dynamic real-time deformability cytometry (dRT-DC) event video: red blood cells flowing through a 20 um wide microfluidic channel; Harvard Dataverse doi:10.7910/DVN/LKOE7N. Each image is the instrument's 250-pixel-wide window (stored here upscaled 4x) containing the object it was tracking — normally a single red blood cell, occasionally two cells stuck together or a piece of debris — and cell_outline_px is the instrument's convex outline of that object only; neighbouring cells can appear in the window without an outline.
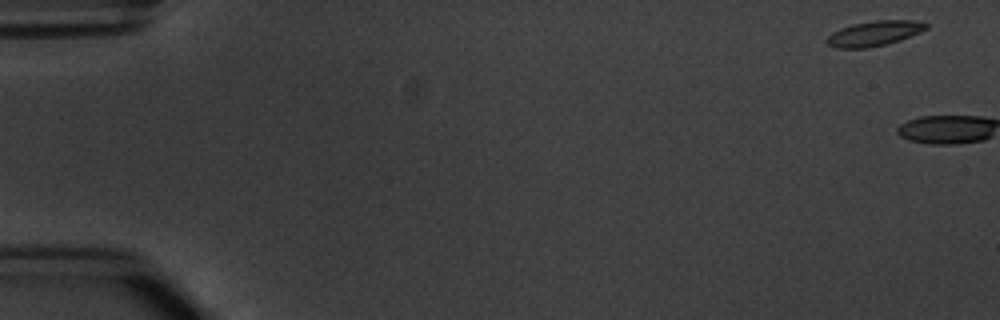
{"species": "common noctule bat (a hibernating species)", "species_latin": "Nyctalus noctula", "temperature_condition": "warm", "stored_images_in_passage": 2, "camera_frame_rate_fps": 3000, "um_per_image_px": 0.085, "animal": {"sex": "male", "body_mass_g": 20.1, "forearm_length_mm": 53.5}, "frame": {"image": 1, "passage_image": 1, "time_ms": 0.0, "image_size_px": [1000, 320], "cell_outline_px": [[928, 28], [920, 32], [900, 40], [868, 48], [836, 48], [828, 44], [824, 40], [832, 32], [840, 28], [852, 24], [876, 20], [912, 20], [928, 24]], "centroid_in_image_um": [74.28, 2.84], "position_along_channel_um": 10.7, "area_um2": 14.45}}